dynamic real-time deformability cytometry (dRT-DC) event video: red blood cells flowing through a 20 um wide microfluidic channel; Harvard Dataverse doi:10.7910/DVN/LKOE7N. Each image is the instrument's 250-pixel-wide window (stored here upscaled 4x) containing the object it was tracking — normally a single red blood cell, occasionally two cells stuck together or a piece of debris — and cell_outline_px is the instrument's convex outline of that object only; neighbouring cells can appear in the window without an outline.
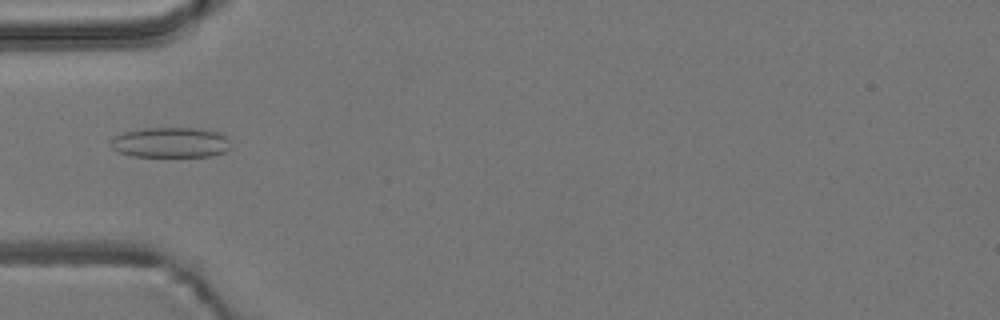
{"species": "common noctule bat (a hibernating species)", "species_latin": "Nyctalus noctula", "temperature_condition": "room temperature", "stored_images_in_passage": 5, "camera_frame_rate_fps": 3000, "um_per_image_px": 0.085, "animal": {"sex": "male", "body_mass_g": 19.2, "forearm_length_mm": 51.8}, "frame": {"image": 1, "passage_image": 5, "time_ms": 1.333, "image_size_px": [1000, 320], "cell_outline_px": [[232, 148], [224, 152], [208, 156], [132, 156], [120, 152], [112, 148], [112, 140], [116, 136], [124, 132], [144, 128], [196, 128], [220, 132], [228, 136]], "centroid_in_image_um": [14.58, 12.1], "position_along_channel_um": 70.4, "area_um2": 21.15}}